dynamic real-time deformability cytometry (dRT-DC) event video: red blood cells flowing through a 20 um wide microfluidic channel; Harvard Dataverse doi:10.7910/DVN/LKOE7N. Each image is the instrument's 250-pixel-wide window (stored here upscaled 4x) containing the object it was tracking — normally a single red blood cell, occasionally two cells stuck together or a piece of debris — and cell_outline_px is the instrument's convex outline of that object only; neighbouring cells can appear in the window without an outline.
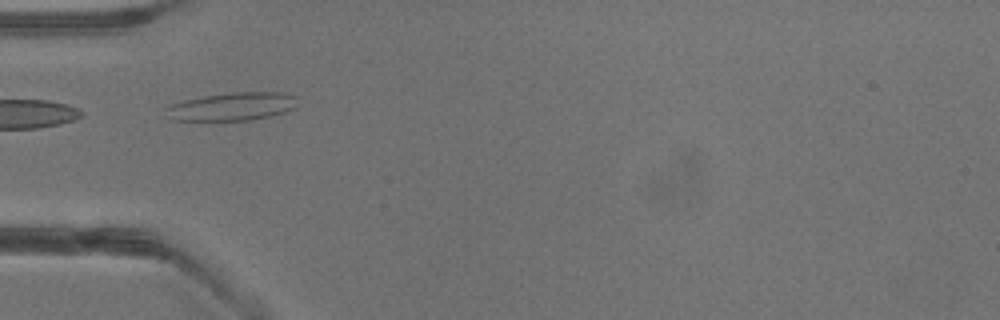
{"species": "common noctule bat (a hibernating species)", "species_latin": "Nyctalus noctula", "temperature_condition": "warm", "stored_images_in_passage": 2, "camera_frame_rate_fps": 3000, "um_per_image_px": 0.085, "animal": {"sex": "male", "body_mass_g": 13.3}, "frame": {"image": 1, "passage_image": 2, "time_ms": 1.0, "image_size_px": [1000, 320], "cell_outline_px": [[296, 108], [284, 112], [252, 120], [168, 120], [164, 108], [168, 104], [184, 100], [204, 96], [232, 92], [280, 92], [296, 96]], "centroid_in_image_um": [19.68, 9.05], "position_along_channel_um": 65.3, "area_um2": 21.68}}